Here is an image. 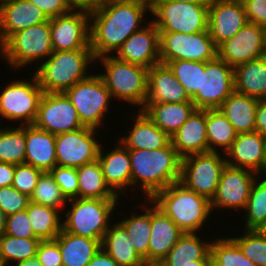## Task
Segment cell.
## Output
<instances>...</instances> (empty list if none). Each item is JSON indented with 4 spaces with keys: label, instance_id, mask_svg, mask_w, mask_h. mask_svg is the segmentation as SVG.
<instances>
[{
    "label": "cell",
    "instance_id": "1",
    "mask_svg": "<svg viewBox=\"0 0 266 266\" xmlns=\"http://www.w3.org/2000/svg\"><path fill=\"white\" fill-rule=\"evenodd\" d=\"M147 11L150 0H103L90 11V47L95 59L116 53L143 23L149 22L145 18Z\"/></svg>",
    "mask_w": 266,
    "mask_h": 266
},
{
    "label": "cell",
    "instance_id": "2",
    "mask_svg": "<svg viewBox=\"0 0 266 266\" xmlns=\"http://www.w3.org/2000/svg\"><path fill=\"white\" fill-rule=\"evenodd\" d=\"M131 159V190L137 187L144 198L151 199L157 192L179 182L182 158L170 142L155 150H129ZM140 188V189H139Z\"/></svg>",
    "mask_w": 266,
    "mask_h": 266
},
{
    "label": "cell",
    "instance_id": "3",
    "mask_svg": "<svg viewBox=\"0 0 266 266\" xmlns=\"http://www.w3.org/2000/svg\"><path fill=\"white\" fill-rule=\"evenodd\" d=\"M150 200L184 233L200 232L212 216L210 214H214L208 198L187 189L180 182L157 192Z\"/></svg>",
    "mask_w": 266,
    "mask_h": 266
},
{
    "label": "cell",
    "instance_id": "4",
    "mask_svg": "<svg viewBox=\"0 0 266 266\" xmlns=\"http://www.w3.org/2000/svg\"><path fill=\"white\" fill-rule=\"evenodd\" d=\"M95 60L92 49L53 51L34 74L43 92L64 93L91 75L89 66L94 65Z\"/></svg>",
    "mask_w": 266,
    "mask_h": 266
},
{
    "label": "cell",
    "instance_id": "5",
    "mask_svg": "<svg viewBox=\"0 0 266 266\" xmlns=\"http://www.w3.org/2000/svg\"><path fill=\"white\" fill-rule=\"evenodd\" d=\"M99 60V61H98ZM105 69L98 75L114 100L144 107L147 98L148 69L117 59L114 55L96 58Z\"/></svg>",
    "mask_w": 266,
    "mask_h": 266
},
{
    "label": "cell",
    "instance_id": "6",
    "mask_svg": "<svg viewBox=\"0 0 266 266\" xmlns=\"http://www.w3.org/2000/svg\"><path fill=\"white\" fill-rule=\"evenodd\" d=\"M119 199L74 198L67 202L71 205L63 212L62 229L77 236L103 240L104 234L112 225L115 207ZM113 214V215H112Z\"/></svg>",
    "mask_w": 266,
    "mask_h": 266
},
{
    "label": "cell",
    "instance_id": "7",
    "mask_svg": "<svg viewBox=\"0 0 266 266\" xmlns=\"http://www.w3.org/2000/svg\"><path fill=\"white\" fill-rule=\"evenodd\" d=\"M52 53L50 19L13 33L0 46V59L14 70L36 62L40 65Z\"/></svg>",
    "mask_w": 266,
    "mask_h": 266
},
{
    "label": "cell",
    "instance_id": "8",
    "mask_svg": "<svg viewBox=\"0 0 266 266\" xmlns=\"http://www.w3.org/2000/svg\"><path fill=\"white\" fill-rule=\"evenodd\" d=\"M64 94L75 107L83 126L99 130L104 125L113 98L98 74L79 81Z\"/></svg>",
    "mask_w": 266,
    "mask_h": 266
},
{
    "label": "cell",
    "instance_id": "9",
    "mask_svg": "<svg viewBox=\"0 0 266 266\" xmlns=\"http://www.w3.org/2000/svg\"><path fill=\"white\" fill-rule=\"evenodd\" d=\"M150 13L159 32L191 34L208 30L209 4L150 2Z\"/></svg>",
    "mask_w": 266,
    "mask_h": 266
},
{
    "label": "cell",
    "instance_id": "10",
    "mask_svg": "<svg viewBox=\"0 0 266 266\" xmlns=\"http://www.w3.org/2000/svg\"><path fill=\"white\" fill-rule=\"evenodd\" d=\"M31 80H14L6 84L0 93V117L30 125L36 120L38 106L43 95L34 73Z\"/></svg>",
    "mask_w": 266,
    "mask_h": 266
},
{
    "label": "cell",
    "instance_id": "11",
    "mask_svg": "<svg viewBox=\"0 0 266 266\" xmlns=\"http://www.w3.org/2000/svg\"><path fill=\"white\" fill-rule=\"evenodd\" d=\"M226 164L225 155L220 152L189 155L182 159L179 182L211 201Z\"/></svg>",
    "mask_w": 266,
    "mask_h": 266
},
{
    "label": "cell",
    "instance_id": "12",
    "mask_svg": "<svg viewBox=\"0 0 266 266\" xmlns=\"http://www.w3.org/2000/svg\"><path fill=\"white\" fill-rule=\"evenodd\" d=\"M160 63L174 60L209 62L218 57V49L209 30L198 33L159 32Z\"/></svg>",
    "mask_w": 266,
    "mask_h": 266
},
{
    "label": "cell",
    "instance_id": "13",
    "mask_svg": "<svg viewBox=\"0 0 266 266\" xmlns=\"http://www.w3.org/2000/svg\"><path fill=\"white\" fill-rule=\"evenodd\" d=\"M234 91V68L218 57L204 62L200 88L191 99L196 109H218Z\"/></svg>",
    "mask_w": 266,
    "mask_h": 266
},
{
    "label": "cell",
    "instance_id": "14",
    "mask_svg": "<svg viewBox=\"0 0 266 266\" xmlns=\"http://www.w3.org/2000/svg\"><path fill=\"white\" fill-rule=\"evenodd\" d=\"M97 131V132H96ZM97 129H80L56 135L57 166L78 168L98 159L100 141L95 138Z\"/></svg>",
    "mask_w": 266,
    "mask_h": 266
},
{
    "label": "cell",
    "instance_id": "15",
    "mask_svg": "<svg viewBox=\"0 0 266 266\" xmlns=\"http://www.w3.org/2000/svg\"><path fill=\"white\" fill-rule=\"evenodd\" d=\"M53 51L91 49L89 11L71 9L68 13L50 18Z\"/></svg>",
    "mask_w": 266,
    "mask_h": 266
},
{
    "label": "cell",
    "instance_id": "16",
    "mask_svg": "<svg viewBox=\"0 0 266 266\" xmlns=\"http://www.w3.org/2000/svg\"><path fill=\"white\" fill-rule=\"evenodd\" d=\"M33 124L55 135L84 127L75 107L64 93L48 92H44L40 99Z\"/></svg>",
    "mask_w": 266,
    "mask_h": 266
},
{
    "label": "cell",
    "instance_id": "17",
    "mask_svg": "<svg viewBox=\"0 0 266 266\" xmlns=\"http://www.w3.org/2000/svg\"><path fill=\"white\" fill-rule=\"evenodd\" d=\"M259 175L249 169L226 164L223 168L216 193L211 200V209H245L254 180Z\"/></svg>",
    "mask_w": 266,
    "mask_h": 266
},
{
    "label": "cell",
    "instance_id": "18",
    "mask_svg": "<svg viewBox=\"0 0 266 266\" xmlns=\"http://www.w3.org/2000/svg\"><path fill=\"white\" fill-rule=\"evenodd\" d=\"M218 58L232 68L266 55L264 27L247 22L218 47Z\"/></svg>",
    "mask_w": 266,
    "mask_h": 266
},
{
    "label": "cell",
    "instance_id": "19",
    "mask_svg": "<svg viewBox=\"0 0 266 266\" xmlns=\"http://www.w3.org/2000/svg\"><path fill=\"white\" fill-rule=\"evenodd\" d=\"M150 22L134 32L115 54L117 59L143 66L147 69L160 63V33Z\"/></svg>",
    "mask_w": 266,
    "mask_h": 266
},
{
    "label": "cell",
    "instance_id": "20",
    "mask_svg": "<svg viewBox=\"0 0 266 266\" xmlns=\"http://www.w3.org/2000/svg\"><path fill=\"white\" fill-rule=\"evenodd\" d=\"M248 22L242 1L210 0L208 30L218 47Z\"/></svg>",
    "mask_w": 266,
    "mask_h": 266
},
{
    "label": "cell",
    "instance_id": "21",
    "mask_svg": "<svg viewBox=\"0 0 266 266\" xmlns=\"http://www.w3.org/2000/svg\"><path fill=\"white\" fill-rule=\"evenodd\" d=\"M49 21L29 0H0V46L15 32Z\"/></svg>",
    "mask_w": 266,
    "mask_h": 266
},
{
    "label": "cell",
    "instance_id": "22",
    "mask_svg": "<svg viewBox=\"0 0 266 266\" xmlns=\"http://www.w3.org/2000/svg\"><path fill=\"white\" fill-rule=\"evenodd\" d=\"M114 149L104 152L102 144L99 149L98 161L101 165L104 180L110 190L119 198L131 189V159L129 149L120 141ZM121 193V194H120Z\"/></svg>",
    "mask_w": 266,
    "mask_h": 266
},
{
    "label": "cell",
    "instance_id": "23",
    "mask_svg": "<svg viewBox=\"0 0 266 266\" xmlns=\"http://www.w3.org/2000/svg\"><path fill=\"white\" fill-rule=\"evenodd\" d=\"M224 155L227 165L264 175V137L257 131L237 134Z\"/></svg>",
    "mask_w": 266,
    "mask_h": 266
},
{
    "label": "cell",
    "instance_id": "24",
    "mask_svg": "<svg viewBox=\"0 0 266 266\" xmlns=\"http://www.w3.org/2000/svg\"><path fill=\"white\" fill-rule=\"evenodd\" d=\"M183 102H192V100L167 64L158 63L148 69L145 103Z\"/></svg>",
    "mask_w": 266,
    "mask_h": 266
},
{
    "label": "cell",
    "instance_id": "25",
    "mask_svg": "<svg viewBox=\"0 0 266 266\" xmlns=\"http://www.w3.org/2000/svg\"><path fill=\"white\" fill-rule=\"evenodd\" d=\"M171 142L182 159L189 155L207 153L206 109H196L171 136Z\"/></svg>",
    "mask_w": 266,
    "mask_h": 266
},
{
    "label": "cell",
    "instance_id": "26",
    "mask_svg": "<svg viewBox=\"0 0 266 266\" xmlns=\"http://www.w3.org/2000/svg\"><path fill=\"white\" fill-rule=\"evenodd\" d=\"M150 231L148 261H162L184 233L152 201Z\"/></svg>",
    "mask_w": 266,
    "mask_h": 266
},
{
    "label": "cell",
    "instance_id": "27",
    "mask_svg": "<svg viewBox=\"0 0 266 266\" xmlns=\"http://www.w3.org/2000/svg\"><path fill=\"white\" fill-rule=\"evenodd\" d=\"M25 164L42 172H49L57 166L56 135L34 124L26 125Z\"/></svg>",
    "mask_w": 266,
    "mask_h": 266
},
{
    "label": "cell",
    "instance_id": "28",
    "mask_svg": "<svg viewBox=\"0 0 266 266\" xmlns=\"http://www.w3.org/2000/svg\"><path fill=\"white\" fill-rule=\"evenodd\" d=\"M131 121L134 125L129 134L119 138L129 150L161 149L171 142V137L158 128L142 110L138 109L137 116Z\"/></svg>",
    "mask_w": 266,
    "mask_h": 266
},
{
    "label": "cell",
    "instance_id": "29",
    "mask_svg": "<svg viewBox=\"0 0 266 266\" xmlns=\"http://www.w3.org/2000/svg\"><path fill=\"white\" fill-rule=\"evenodd\" d=\"M141 110L171 137L188 120L196 107L193 102L145 103Z\"/></svg>",
    "mask_w": 266,
    "mask_h": 266
},
{
    "label": "cell",
    "instance_id": "30",
    "mask_svg": "<svg viewBox=\"0 0 266 266\" xmlns=\"http://www.w3.org/2000/svg\"><path fill=\"white\" fill-rule=\"evenodd\" d=\"M61 250L62 266H87L101 249V240L77 236L64 229L55 238Z\"/></svg>",
    "mask_w": 266,
    "mask_h": 266
},
{
    "label": "cell",
    "instance_id": "31",
    "mask_svg": "<svg viewBox=\"0 0 266 266\" xmlns=\"http://www.w3.org/2000/svg\"><path fill=\"white\" fill-rule=\"evenodd\" d=\"M234 91L258 100L266 99V55L234 68Z\"/></svg>",
    "mask_w": 266,
    "mask_h": 266
},
{
    "label": "cell",
    "instance_id": "32",
    "mask_svg": "<svg viewBox=\"0 0 266 266\" xmlns=\"http://www.w3.org/2000/svg\"><path fill=\"white\" fill-rule=\"evenodd\" d=\"M259 100L233 91L218 108L233 125L235 131H255V115Z\"/></svg>",
    "mask_w": 266,
    "mask_h": 266
},
{
    "label": "cell",
    "instance_id": "33",
    "mask_svg": "<svg viewBox=\"0 0 266 266\" xmlns=\"http://www.w3.org/2000/svg\"><path fill=\"white\" fill-rule=\"evenodd\" d=\"M201 237L198 233H183L161 262L165 266H187L192 261L211 260L212 241Z\"/></svg>",
    "mask_w": 266,
    "mask_h": 266
},
{
    "label": "cell",
    "instance_id": "34",
    "mask_svg": "<svg viewBox=\"0 0 266 266\" xmlns=\"http://www.w3.org/2000/svg\"><path fill=\"white\" fill-rule=\"evenodd\" d=\"M101 248L120 266H140L144 261L135 251L125 227L118 221L104 234Z\"/></svg>",
    "mask_w": 266,
    "mask_h": 266
},
{
    "label": "cell",
    "instance_id": "35",
    "mask_svg": "<svg viewBox=\"0 0 266 266\" xmlns=\"http://www.w3.org/2000/svg\"><path fill=\"white\" fill-rule=\"evenodd\" d=\"M76 169L79 182L78 198L120 199L106 185L98 159Z\"/></svg>",
    "mask_w": 266,
    "mask_h": 266
},
{
    "label": "cell",
    "instance_id": "36",
    "mask_svg": "<svg viewBox=\"0 0 266 266\" xmlns=\"http://www.w3.org/2000/svg\"><path fill=\"white\" fill-rule=\"evenodd\" d=\"M206 134L208 152L225 154L238 133L219 109H206Z\"/></svg>",
    "mask_w": 266,
    "mask_h": 266
},
{
    "label": "cell",
    "instance_id": "37",
    "mask_svg": "<svg viewBox=\"0 0 266 266\" xmlns=\"http://www.w3.org/2000/svg\"><path fill=\"white\" fill-rule=\"evenodd\" d=\"M143 200H145V205L139 203L141 212L146 207L143 214L131 213L129 218L122 219L119 222L125 227L135 251L143 260L148 261L149 239L151 235V200ZM147 202L150 203L148 206H146Z\"/></svg>",
    "mask_w": 266,
    "mask_h": 266
},
{
    "label": "cell",
    "instance_id": "38",
    "mask_svg": "<svg viewBox=\"0 0 266 266\" xmlns=\"http://www.w3.org/2000/svg\"><path fill=\"white\" fill-rule=\"evenodd\" d=\"M34 234L41 240H54L62 230V211L30 202L26 208ZM61 212V213H60Z\"/></svg>",
    "mask_w": 266,
    "mask_h": 266
},
{
    "label": "cell",
    "instance_id": "39",
    "mask_svg": "<svg viewBox=\"0 0 266 266\" xmlns=\"http://www.w3.org/2000/svg\"><path fill=\"white\" fill-rule=\"evenodd\" d=\"M0 128V162L25 164L26 125Z\"/></svg>",
    "mask_w": 266,
    "mask_h": 266
},
{
    "label": "cell",
    "instance_id": "40",
    "mask_svg": "<svg viewBox=\"0 0 266 266\" xmlns=\"http://www.w3.org/2000/svg\"><path fill=\"white\" fill-rule=\"evenodd\" d=\"M40 242L39 238H18L4 234L0 238V265H15L36 256Z\"/></svg>",
    "mask_w": 266,
    "mask_h": 266
},
{
    "label": "cell",
    "instance_id": "41",
    "mask_svg": "<svg viewBox=\"0 0 266 266\" xmlns=\"http://www.w3.org/2000/svg\"><path fill=\"white\" fill-rule=\"evenodd\" d=\"M210 256L212 266H256L231 237L213 238Z\"/></svg>",
    "mask_w": 266,
    "mask_h": 266
},
{
    "label": "cell",
    "instance_id": "42",
    "mask_svg": "<svg viewBox=\"0 0 266 266\" xmlns=\"http://www.w3.org/2000/svg\"><path fill=\"white\" fill-rule=\"evenodd\" d=\"M244 210V230H255L266 219V175H259V178L254 180Z\"/></svg>",
    "mask_w": 266,
    "mask_h": 266
},
{
    "label": "cell",
    "instance_id": "43",
    "mask_svg": "<svg viewBox=\"0 0 266 266\" xmlns=\"http://www.w3.org/2000/svg\"><path fill=\"white\" fill-rule=\"evenodd\" d=\"M31 202L62 210L68 208L66 197L49 172H43L30 197ZM67 205V206H65Z\"/></svg>",
    "mask_w": 266,
    "mask_h": 266
},
{
    "label": "cell",
    "instance_id": "44",
    "mask_svg": "<svg viewBox=\"0 0 266 266\" xmlns=\"http://www.w3.org/2000/svg\"><path fill=\"white\" fill-rule=\"evenodd\" d=\"M175 78L185 88L192 99L200 88L201 71H204V62L191 60H174L167 63Z\"/></svg>",
    "mask_w": 266,
    "mask_h": 266
},
{
    "label": "cell",
    "instance_id": "45",
    "mask_svg": "<svg viewBox=\"0 0 266 266\" xmlns=\"http://www.w3.org/2000/svg\"><path fill=\"white\" fill-rule=\"evenodd\" d=\"M243 231V235H236V237L231 238L238 244L243 254L256 266H266V237L257 230Z\"/></svg>",
    "mask_w": 266,
    "mask_h": 266
},
{
    "label": "cell",
    "instance_id": "46",
    "mask_svg": "<svg viewBox=\"0 0 266 266\" xmlns=\"http://www.w3.org/2000/svg\"><path fill=\"white\" fill-rule=\"evenodd\" d=\"M49 173L67 200L78 198L79 182L76 168L55 166Z\"/></svg>",
    "mask_w": 266,
    "mask_h": 266
},
{
    "label": "cell",
    "instance_id": "47",
    "mask_svg": "<svg viewBox=\"0 0 266 266\" xmlns=\"http://www.w3.org/2000/svg\"><path fill=\"white\" fill-rule=\"evenodd\" d=\"M42 173L41 170L28 164L15 165L12 186L19 192L31 197Z\"/></svg>",
    "mask_w": 266,
    "mask_h": 266
},
{
    "label": "cell",
    "instance_id": "48",
    "mask_svg": "<svg viewBox=\"0 0 266 266\" xmlns=\"http://www.w3.org/2000/svg\"><path fill=\"white\" fill-rule=\"evenodd\" d=\"M31 199L13 186L0 188V207L6 216L25 210Z\"/></svg>",
    "mask_w": 266,
    "mask_h": 266
},
{
    "label": "cell",
    "instance_id": "49",
    "mask_svg": "<svg viewBox=\"0 0 266 266\" xmlns=\"http://www.w3.org/2000/svg\"><path fill=\"white\" fill-rule=\"evenodd\" d=\"M4 234L18 238H37L26 209L6 217Z\"/></svg>",
    "mask_w": 266,
    "mask_h": 266
},
{
    "label": "cell",
    "instance_id": "50",
    "mask_svg": "<svg viewBox=\"0 0 266 266\" xmlns=\"http://www.w3.org/2000/svg\"><path fill=\"white\" fill-rule=\"evenodd\" d=\"M36 257L42 266H62L61 250L54 240H41Z\"/></svg>",
    "mask_w": 266,
    "mask_h": 266
},
{
    "label": "cell",
    "instance_id": "51",
    "mask_svg": "<svg viewBox=\"0 0 266 266\" xmlns=\"http://www.w3.org/2000/svg\"><path fill=\"white\" fill-rule=\"evenodd\" d=\"M248 22L266 27V0H242Z\"/></svg>",
    "mask_w": 266,
    "mask_h": 266
},
{
    "label": "cell",
    "instance_id": "52",
    "mask_svg": "<svg viewBox=\"0 0 266 266\" xmlns=\"http://www.w3.org/2000/svg\"><path fill=\"white\" fill-rule=\"evenodd\" d=\"M39 7L50 19L68 13L71 7L66 0H29Z\"/></svg>",
    "mask_w": 266,
    "mask_h": 266
},
{
    "label": "cell",
    "instance_id": "53",
    "mask_svg": "<svg viewBox=\"0 0 266 266\" xmlns=\"http://www.w3.org/2000/svg\"><path fill=\"white\" fill-rule=\"evenodd\" d=\"M255 131L266 136V99L259 100L255 115Z\"/></svg>",
    "mask_w": 266,
    "mask_h": 266
},
{
    "label": "cell",
    "instance_id": "54",
    "mask_svg": "<svg viewBox=\"0 0 266 266\" xmlns=\"http://www.w3.org/2000/svg\"><path fill=\"white\" fill-rule=\"evenodd\" d=\"M15 164L0 162V188L12 186Z\"/></svg>",
    "mask_w": 266,
    "mask_h": 266
},
{
    "label": "cell",
    "instance_id": "55",
    "mask_svg": "<svg viewBox=\"0 0 266 266\" xmlns=\"http://www.w3.org/2000/svg\"><path fill=\"white\" fill-rule=\"evenodd\" d=\"M87 266H120L103 248H101Z\"/></svg>",
    "mask_w": 266,
    "mask_h": 266
},
{
    "label": "cell",
    "instance_id": "56",
    "mask_svg": "<svg viewBox=\"0 0 266 266\" xmlns=\"http://www.w3.org/2000/svg\"><path fill=\"white\" fill-rule=\"evenodd\" d=\"M102 1L103 0H66L71 9H81L89 12L94 10Z\"/></svg>",
    "mask_w": 266,
    "mask_h": 266
},
{
    "label": "cell",
    "instance_id": "57",
    "mask_svg": "<svg viewBox=\"0 0 266 266\" xmlns=\"http://www.w3.org/2000/svg\"><path fill=\"white\" fill-rule=\"evenodd\" d=\"M11 266H42V265L38 261L37 257L34 256L26 260L20 261L16 263L15 265H11Z\"/></svg>",
    "mask_w": 266,
    "mask_h": 266
},
{
    "label": "cell",
    "instance_id": "58",
    "mask_svg": "<svg viewBox=\"0 0 266 266\" xmlns=\"http://www.w3.org/2000/svg\"><path fill=\"white\" fill-rule=\"evenodd\" d=\"M150 2H186L194 4H209L210 0H150Z\"/></svg>",
    "mask_w": 266,
    "mask_h": 266
},
{
    "label": "cell",
    "instance_id": "59",
    "mask_svg": "<svg viewBox=\"0 0 266 266\" xmlns=\"http://www.w3.org/2000/svg\"><path fill=\"white\" fill-rule=\"evenodd\" d=\"M6 215L0 207V238L4 235L6 226Z\"/></svg>",
    "mask_w": 266,
    "mask_h": 266
},
{
    "label": "cell",
    "instance_id": "60",
    "mask_svg": "<svg viewBox=\"0 0 266 266\" xmlns=\"http://www.w3.org/2000/svg\"><path fill=\"white\" fill-rule=\"evenodd\" d=\"M187 266H212L211 260H197L192 261V264H189Z\"/></svg>",
    "mask_w": 266,
    "mask_h": 266
},
{
    "label": "cell",
    "instance_id": "61",
    "mask_svg": "<svg viewBox=\"0 0 266 266\" xmlns=\"http://www.w3.org/2000/svg\"><path fill=\"white\" fill-rule=\"evenodd\" d=\"M140 266H165L161 261H143Z\"/></svg>",
    "mask_w": 266,
    "mask_h": 266
},
{
    "label": "cell",
    "instance_id": "62",
    "mask_svg": "<svg viewBox=\"0 0 266 266\" xmlns=\"http://www.w3.org/2000/svg\"><path fill=\"white\" fill-rule=\"evenodd\" d=\"M255 230L266 237V219Z\"/></svg>",
    "mask_w": 266,
    "mask_h": 266
},
{
    "label": "cell",
    "instance_id": "63",
    "mask_svg": "<svg viewBox=\"0 0 266 266\" xmlns=\"http://www.w3.org/2000/svg\"><path fill=\"white\" fill-rule=\"evenodd\" d=\"M264 175H266V136L264 137Z\"/></svg>",
    "mask_w": 266,
    "mask_h": 266
},
{
    "label": "cell",
    "instance_id": "64",
    "mask_svg": "<svg viewBox=\"0 0 266 266\" xmlns=\"http://www.w3.org/2000/svg\"><path fill=\"white\" fill-rule=\"evenodd\" d=\"M264 37H265V49H266V27L264 28Z\"/></svg>",
    "mask_w": 266,
    "mask_h": 266
},
{
    "label": "cell",
    "instance_id": "65",
    "mask_svg": "<svg viewBox=\"0 0 266 266\" xmlns=\"http://www.w3.org/2000/svg\"><path fill=\"white\" fill-rule=\"evenodd\" d=\"M219 1H242V0H219Z\"/></svg>",
    "mask_w": 266,
    "mask_h": 266
}]
</instances>
